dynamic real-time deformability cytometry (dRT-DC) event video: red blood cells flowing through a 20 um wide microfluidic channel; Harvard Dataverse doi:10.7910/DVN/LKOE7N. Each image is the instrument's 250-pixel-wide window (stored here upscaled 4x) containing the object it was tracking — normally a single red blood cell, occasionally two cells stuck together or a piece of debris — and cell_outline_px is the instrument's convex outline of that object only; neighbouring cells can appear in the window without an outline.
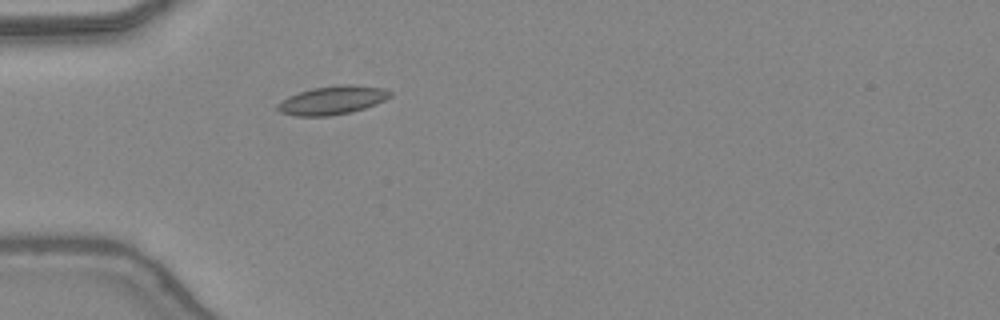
{"species": "common noctule bat (a hibernating species)", "species_latin": "Nyctalus noctula", "temperature_condition": "warm", "stored_images_in_passage": 33, "camera_frame_rate_fps": 3000, "um_per_image_px": 0.085, "animal": {"sex": "female", "body_mass_g": 24.6, "forearm_length_mm": 56.2}, "frame": {"image": 1, "passage_image": 1, "time_ms": 0.0, "image_size_px": [1000, 320], "cell_outline_px": [[392, 96], [376, 104], [364, 108], [348, 112], [328, 116], [296, 116], [280, 112], [276, 108], [276, 104], [288, 96], [312, 88], [344, 84], [384, 88], [392, 92]], "centroid_in_image_um": [28.23, 8.52], "position_along_channel_um": 56.8, "area_um2": 18.55}}
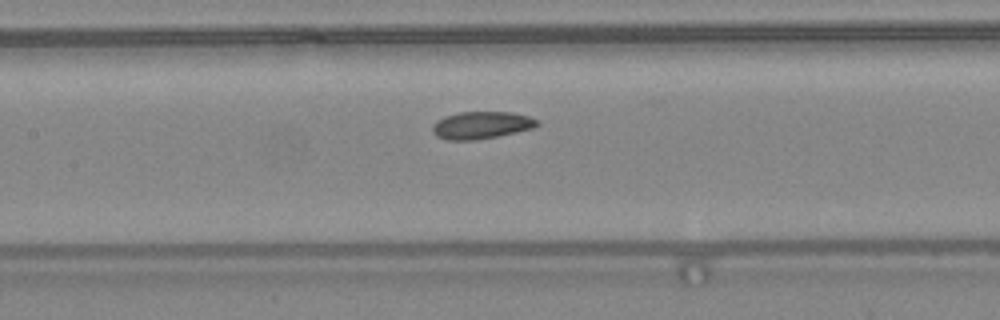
{"frame": {"image": 2, "passage_image": 9, "time_ms": 2.667, "image_size_px": [1000, 320], "cell_outline_px": [[540, 124], [532, 128], [516, 132], [496, 136], [472, 140], [448, 140], [436, 136], [432, 132], [432, 124], [436, 120], [444, 116], [460, 112], [512, 112], [528, 116], [540, 120]], "centroid_in_image_um": [40.9, 10.63], "position_along_channel_um": 166.5, "area_um2": 16.7}}
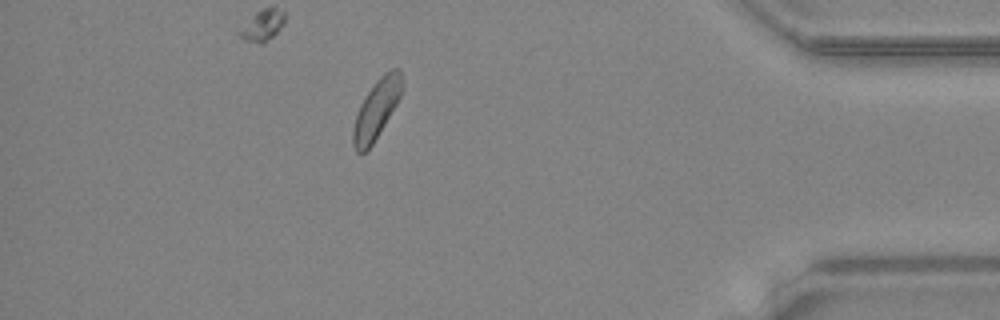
{"frame": {"image": 3, "passage_image": 28, "time_ms": 9.0, "image_size_px": [1000, 320], "cell_outline_px": [[400, 96], [396, 104], [372, 144], [364, 152], [356, 152], [352, 144], [352, 128], [360, 104], [376, 80], [380, 76], [392, 68], [400, 68]], "centroid_in_image_um": [31.95, 9.3], "position_along_channel_um": 403.3, "area_um2": 16.24}, "authors_computed_cell_mechanics": {"area_um2": 16.9354, "velocity_mm_per_s": 4.3823, "shape_relaxation_time_tau1_ms": null, "shape_relaxation_time_tau2_ms": 5.7232, "deformation_change_tau1": null, "deformation_change_tau2": 0.1195}}